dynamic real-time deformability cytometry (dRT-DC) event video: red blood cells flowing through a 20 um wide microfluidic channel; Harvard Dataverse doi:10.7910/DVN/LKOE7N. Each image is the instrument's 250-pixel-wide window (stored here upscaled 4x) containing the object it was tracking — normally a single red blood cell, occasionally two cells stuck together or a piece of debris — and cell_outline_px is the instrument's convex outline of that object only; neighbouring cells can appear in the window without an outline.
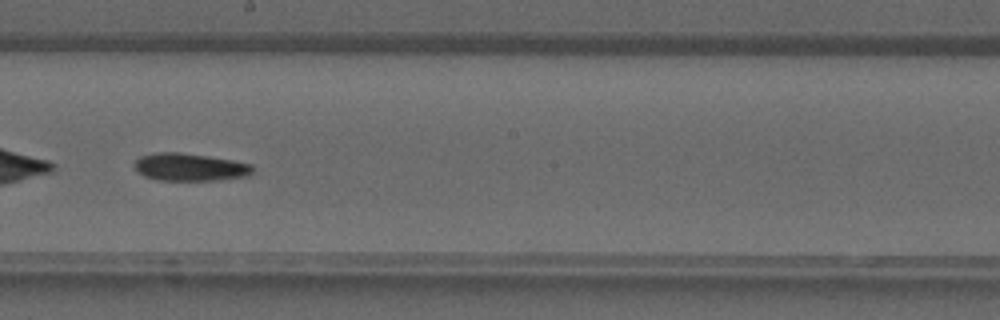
{"species": "common noctule bat (a hibernating species)", "species_latin": "Nyctalus noctula", "temperature_condition": "warm", "stored_images_in_passage": 40, "camera_frame_rate_fps": 3000, "um_per_image_px": 0.085, "animal": {"sex": "male", "forearm_length_mm": 52.5}, "frame": {"image": 1, "passage_image": 23, "time_ms": 7.333, "image_size_px": [1000, 320], "cell_outline_px": [[252, 172], [248, 176], [216, 180], [156, 180], [144, 176], [136, 172], [132, 164], [140, 156], [156, 152], [180, 152], [208, 156], [232, 160], [252, 164]], "centroid_in_image_um": [16.08, 14.2], "position_along_channel_um": 232.1, "area_um2": 19.19}}
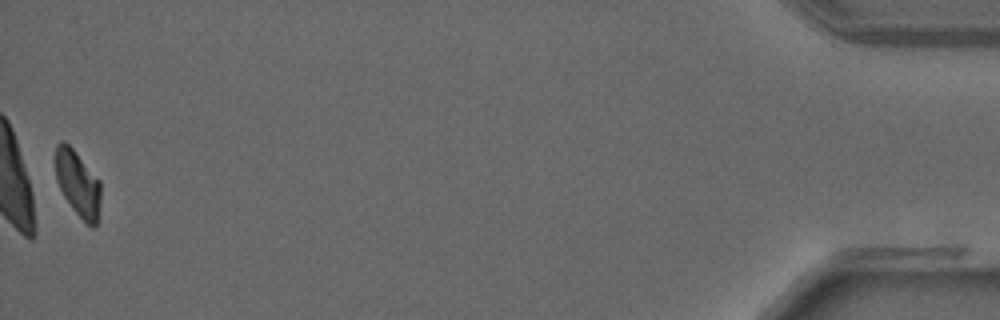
{"frame": {"image": 2, "passage_image": 40, "time_ms": 13.0, "image_size_px": [1000, 320], "cell_outline_px": [[100, 200], [96, 224], [92, 228], [72, 208], [64, 196], [56, 180], [56, 144], [60, 140], [64, 140], [72, 148], [100, 180]], "centroid_in_image_um": [6.61, 15.57], "position_along_channel_um": 428.6, "area_um2": 17.05}}